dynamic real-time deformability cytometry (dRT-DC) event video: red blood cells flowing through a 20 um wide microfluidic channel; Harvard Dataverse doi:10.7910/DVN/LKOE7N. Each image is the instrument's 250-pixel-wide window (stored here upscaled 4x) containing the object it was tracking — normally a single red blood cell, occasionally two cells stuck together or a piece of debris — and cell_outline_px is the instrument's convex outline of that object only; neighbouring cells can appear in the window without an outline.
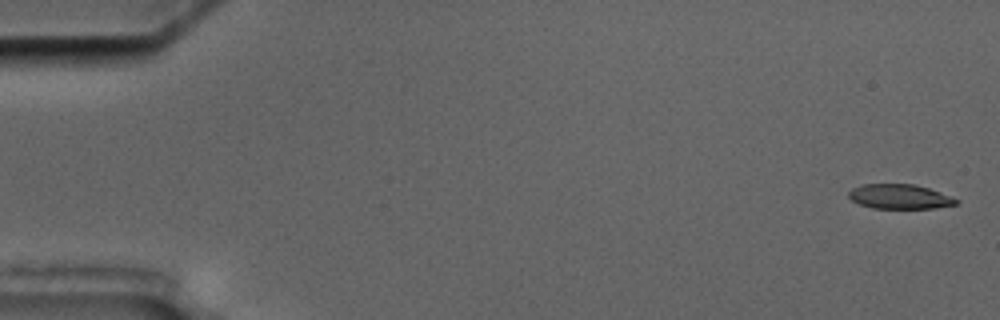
{"species": "common noctule bat (a hibernating species)", "species_latin": "Nyctalus noctula", "temperature_condition": "cold", "stored_images_in_passage": 7, "camera_frame_rate_fps": 3000, "um_per_image_px": 0.085, "animal": {"sex": "male", "body_mass_g": 17.5, "forearm_length_mm": 52.3}, "frame": {"image": 1, "passage_image": 1, "time_ms": 0.0, "image_size_px": [1000, 320], "cell_outline_px": [[960, 200], [956, 204], [932, 208], [872, 208], [860, 204], [852, 200], [848, 196], [848, 192], [852, 188], [864, 184], [912, 184], [928, 188]], "centroid_in_image_um": [76.44, 16.71], "position_along_channel_um": 8.6, "area_um2": 15.2}}
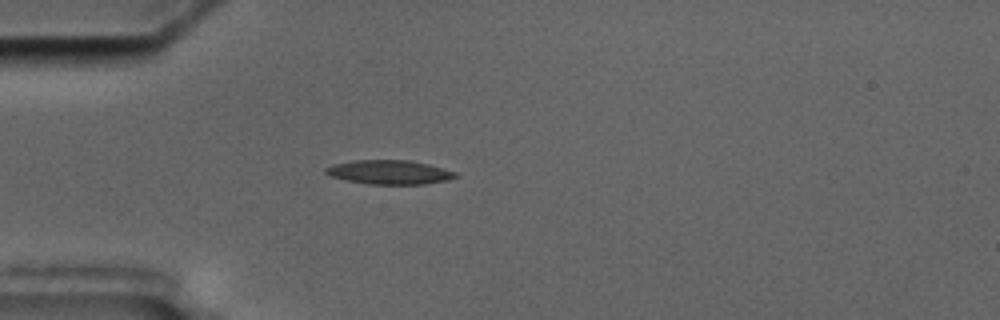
{"frame": {"image": 2, "passage_image": 5, "time_ms": 5.0, "image_size_px": [1000, 320], "cell_outline_px": [[460, 176], [448, 180], [424, 184], [368, 184], [348, 180], [332, 176], [324, 172], [324, 168], [332, 164], [352, 160], [412, 160], [428, 164], [456, 172]], "centroid_in_image_um": [33.11, 14.63], "position_along_channel_um": 51.9, "area_um2": 18.26}}